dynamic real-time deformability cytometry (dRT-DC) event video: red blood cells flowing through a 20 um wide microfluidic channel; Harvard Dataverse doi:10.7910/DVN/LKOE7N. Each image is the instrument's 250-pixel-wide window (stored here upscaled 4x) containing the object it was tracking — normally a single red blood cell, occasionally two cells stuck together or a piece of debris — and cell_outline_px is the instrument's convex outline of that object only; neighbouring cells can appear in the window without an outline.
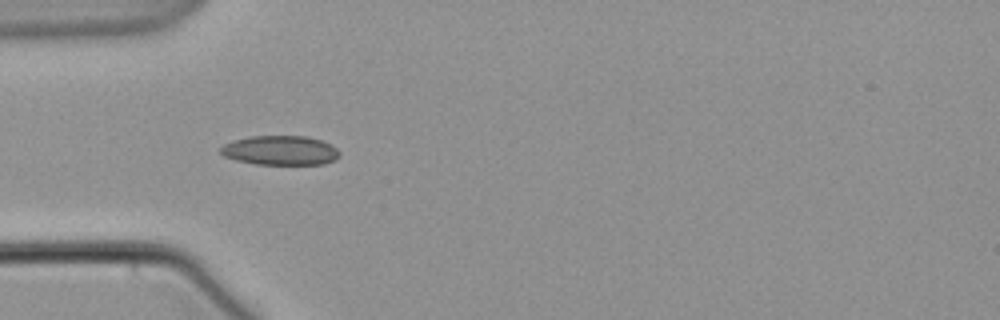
{"species": "common noctule bat (a hibernating species)", "species_latin": "Nyctalus noctula", "temperature_condition": "warm", "stored_images_in_passage": 6, "camera_frame_rate_fps": 3000, "um_per_image_px": 0.085, "animal": {"sex": "male", "body_mass_g": 21.5, "forearm_length_mm": 52.0}, "frame": {"image": 1, "passage_image": 5, "time_ms": 4.667, "image_size_px": [1000, 320], "cell_outline_px": [[340, 156], [336, 160], [324, 164], [256, 164], [236, 160], [224, 156], [220, 152], [220, 148], [224, 144], [232, 140], [252, 136], [308, 136], [332, 144], [340, 152]], "centroid_in_image_um": [23.85, 12.78], "position_along_channel_um": 61.1, "area_um2": 20.52}}
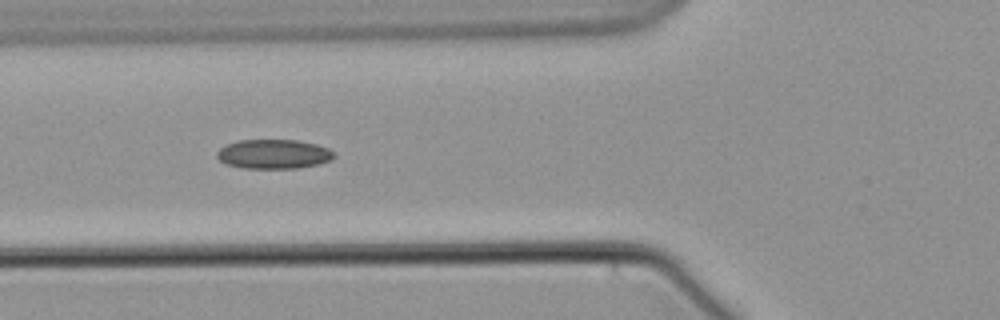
{"frame": {"image": 2, "passage_image": 6, "time_ms": 6.0, "image_size_px": [1000, 320], "cell_outline_px": [[336, 156], [332, 160], [320, 164], [296, 168], [244, 168], [224, 164], [216, 156], [216, 152], [220, 148], [228, 144], [240, 140], [296, 140], [316, 144], [328, 148]], "centroid_in_image_um": [23.26, 13.1], "position_along_channel_um": 102.5, "area_um2": 20.06}}